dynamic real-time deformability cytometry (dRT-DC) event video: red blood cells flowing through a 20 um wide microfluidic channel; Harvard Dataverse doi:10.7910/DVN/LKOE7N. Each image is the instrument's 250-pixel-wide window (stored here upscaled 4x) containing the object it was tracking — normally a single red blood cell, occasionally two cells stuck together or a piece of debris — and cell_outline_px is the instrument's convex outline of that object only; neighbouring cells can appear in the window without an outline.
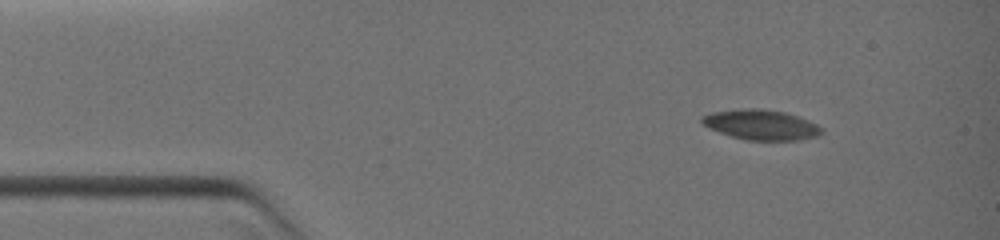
{"species": "common noctule bat (a hibernating species)", "species_latin": "Nyctalus noctula", "temperature_condition": "warm", "stored_images_in_passage": 14, "camera_frame_rate_fps": 3000, "um_per_image_px": 0.085, "animal": {"sex": "female", "body_mass_g": 19.0, "forearm_length_mm": 51.5}, "frame": {"image": 1, "passage_image": 1, "time_ms": 0.0, "image_size_px": [1000, 240], "cell_outline_px": [[820, 132], [816, 136], [796, 140], [748, 140], [732, 136], [720, 132], [704, 124], [700, 120], [700, 116], [712, 112], [748, 108], [752, 108], [784, 112], [796, 116], [816, 124], [820, 128]], "centroid_in_image_um": [64.64, 10.6], "position_along_channel_um": 20.4, "area_um2": 20.35}}
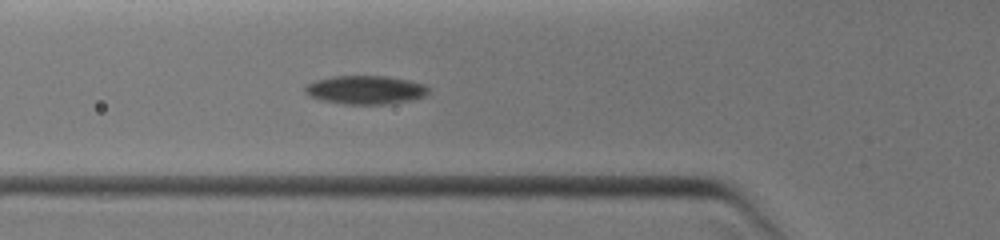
{"frame": {"image": 2, "passage_image": 7, "time_ms": 3.333, "image_size_px": [1000, 240], "cell_outline_px": [[428, 92], [424, 96], [408, 100], [384, 104], [348, 104], [320, 100], [304, 92], [304, 88], [308, 84], [316, 80], [332, 76], [388, 76], [408, 80], [424, 84], [428, 88]], "centroid_in_image_um": [31.05, 7.63], "position_along_channel_um": 94.8, "area_um2": 20.29}}
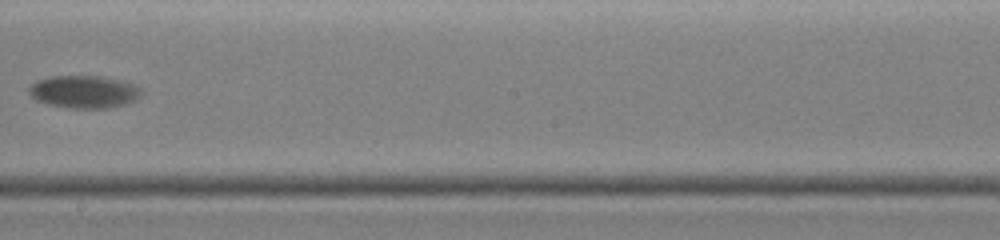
{"frame": {"image": 3, "passage_image": 14, "time_ms": 6.667, "image_size_px": [1000, 240], "cell_outline_px": [[144, 92], [136, 100], [124, 104], [108, 108], [72, 108], [52, 104], [36, 100], [28, 92], [28, 88], [36, 80], [52, 76], [104, 76], [120, 80], [132, 84], [140, 88]], "centroid_in_image_um": [7.16, 7.79], "position_along_channel_um": 241.0, "area_um2": 21.27}}